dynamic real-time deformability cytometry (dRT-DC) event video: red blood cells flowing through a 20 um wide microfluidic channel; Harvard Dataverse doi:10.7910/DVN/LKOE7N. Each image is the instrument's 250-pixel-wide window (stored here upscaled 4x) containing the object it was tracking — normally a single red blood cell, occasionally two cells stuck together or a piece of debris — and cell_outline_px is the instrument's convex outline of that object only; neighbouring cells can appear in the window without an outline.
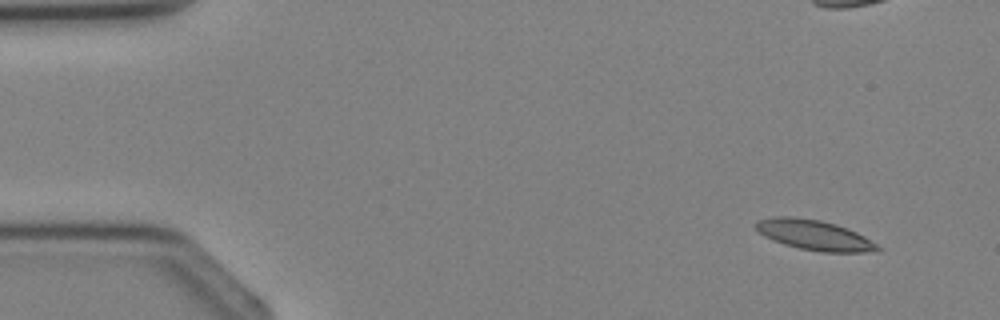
{"species": "Egyptian fruit bat (a non-hibernating species)", "species_latin": "Rousettus aegyptiacus", "temperature_condition": "cold", "stored_images_in_passage": 4, "segment_of_instrument_passage": [2, 2], "camera_frame_rate_fps": 3000, "um_per_image_px": 0.085, "animal": {"sex": "female"}, "frame": {"image": 1, "passage_image": 4, "time_ms": 3.333, "image_size_px": [1000, 320], "cell_outline_px": [[880, 252], [820, 252], [800, 248], [784, 244], [764, 236], [752, 224], [756, 220], [772, 216], [792, 216], [820, 220], [836, 224], [856, 232], [864, 236], [876, 244], [880, 248]], "centroid_in_image_um": [69.19, 19.97], "position_along_channel_um": 15.8, "area_um2": 21.44}}